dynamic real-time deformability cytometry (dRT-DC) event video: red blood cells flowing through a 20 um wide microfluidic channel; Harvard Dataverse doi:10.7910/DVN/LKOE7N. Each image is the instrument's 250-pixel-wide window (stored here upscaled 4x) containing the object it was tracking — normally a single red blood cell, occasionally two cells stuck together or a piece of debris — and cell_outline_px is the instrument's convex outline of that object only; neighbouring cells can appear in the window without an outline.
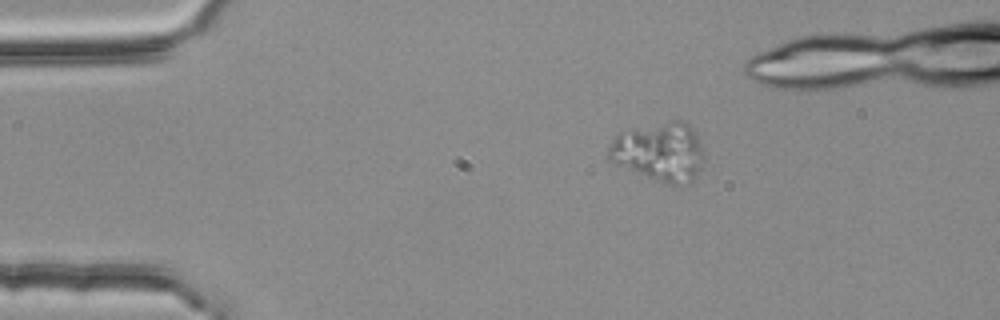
{"species": "common noctule bat (a hibernating species)", "species_latin": "Nyctalus noctula", "temperature_condition": "room temperature", "stored_images_in_passage": 3, "camera_frame_rate_fps": 3000, "um_per_image_px": 0.085, "animal": {"sex": "female", "body_mass_g": 25.1}, "frame": {"image": 1, "passage_image": 1, "time_ms": 0.0, "image_size_px": [1000, 320], "cell_outline_px": [[704, 164], [696, 176], [688, 184], [668, 184], [656, 180], [616, 164], [608, 160], [608, 148], [612, 140], [620, 132], [632, 128], [672, 120], [676, 120], [688, 124], [692, 128], [704, 152]], "centroid_in_image_um": [56.07, 12.9], "position_along_channel_um": 28.9, "area_um2": 32.71}}